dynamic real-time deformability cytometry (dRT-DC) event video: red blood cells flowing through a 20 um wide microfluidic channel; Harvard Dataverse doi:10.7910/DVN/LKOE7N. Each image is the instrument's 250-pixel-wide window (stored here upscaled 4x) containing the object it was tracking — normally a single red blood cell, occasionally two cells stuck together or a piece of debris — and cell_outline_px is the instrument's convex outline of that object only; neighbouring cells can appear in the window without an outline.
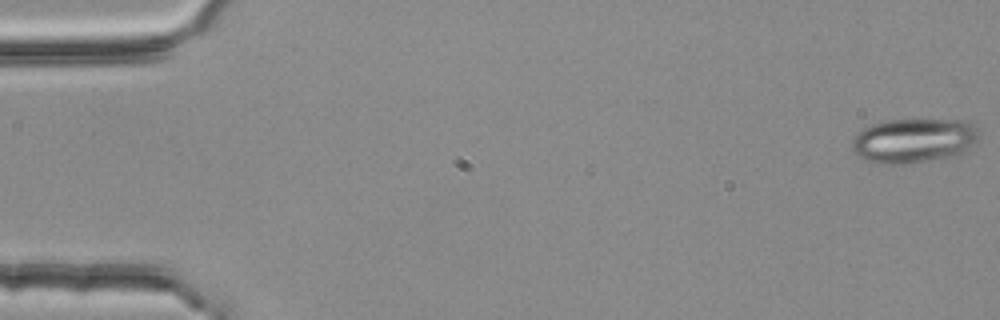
{"species": "common noctule bat (a hibernating species)", "species_latin": "Nyctalus noctula", "temperature_condition": "room temperature", "stored_images_in_passage": 4, "camera_frame_rate_fps": 3000, "um_per_image_px": 0.085, "animal": {"sex": "female", "body_mass_g": 25.1}, "frame": {"image": 1, "passage_image": 1, "time_ms": 0.0, "image_size_px": [1000, 320], "cell_outline_px": [[976, 140], [960, 156], [904, 164], [880, 164], [868, 160], [852, 152], [852, 140], [868, 124], [884, 120], [968, 120], [976, 128]], "centroid_in_image_um": [77.65, 11.95], "position_along_channel_um": 7.3, "area_um2": 33.0}}